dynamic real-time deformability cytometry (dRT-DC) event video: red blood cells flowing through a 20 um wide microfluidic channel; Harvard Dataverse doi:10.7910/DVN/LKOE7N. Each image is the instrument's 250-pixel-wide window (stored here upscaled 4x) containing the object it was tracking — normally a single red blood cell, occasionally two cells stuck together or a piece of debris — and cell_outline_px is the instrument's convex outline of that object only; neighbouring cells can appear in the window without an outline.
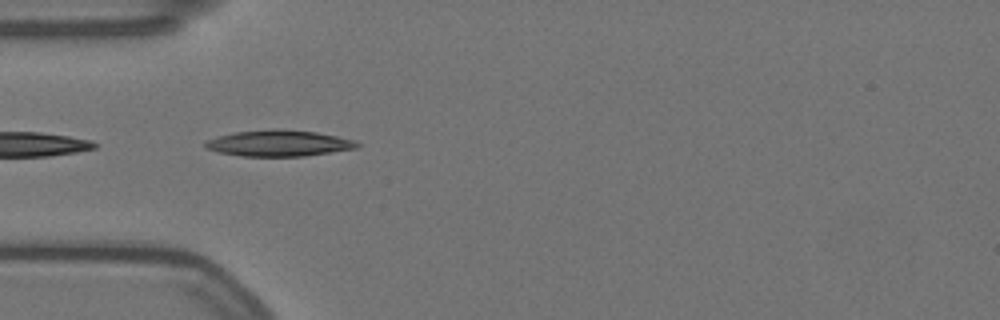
{"species": "Egyptian fruit bat (a non-hibernating species)", "species_latin": "Rousettus aegyptiacus", "temperature_condition": "warm", "stored_images_in_passage": 25, "camera_frame_rate_fps": 3000, "um_per_image_px": 0.085, "animal": {"sex": "female"}, "frame": {"image": 1, "passage_image": 1, "time_ms": 0.0, "image_size_px": [1000, 320], "cell_outline_px": [[360, 144], [356, 148], [304, 156], [240, 156], [220, 152], [204, 148], [204, 140], [236, 132], [272, 128], [280, 128], [316, 132], [356, 140]], "centroid_in_image_um": [23.68, 12.16], "position_along_channel_um": 61.3, "area_um2": 23.18}}
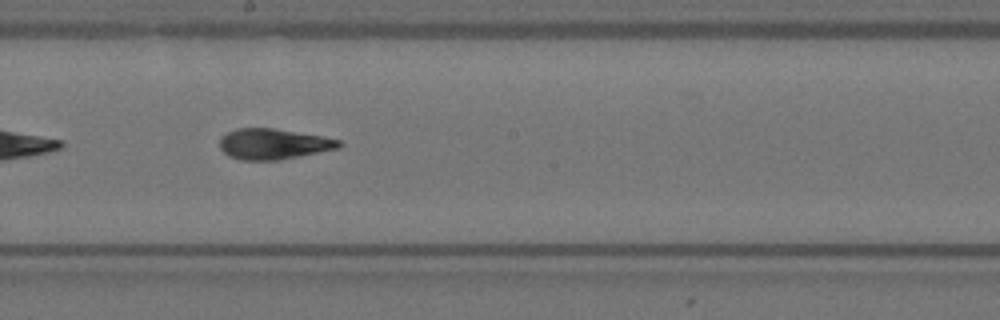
{"frame": {"image": 2, "passage_image": 15, "time_ms": 4.667, "image_size_px": [1000, 320], "cell_outline_px": [[344, 144], [340, 148], [280, 160], [240, 160], [228, 156], [220, 148], [220, 136], [236, 128], [272, 128], [320, 136], [340, 140]], "centroid_in_image_um": [23.23, 12.25], "position_along_channel_um": 225.0, "area_um2": 21.33}}
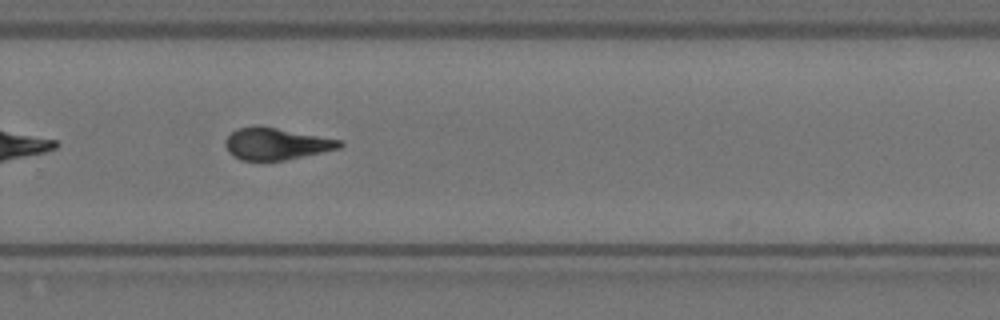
{"frame": {"image": 3, "passage_image": 22, "time_ms": 7.0, "image_size_px": [1000, 320], "cell_outline_px": [[344, 144], [340, 148], [304, 156], [284, 160], [240, 160], [232, 156], [228, 152], [224, 144], [224, 140], [236, 128], [276, 128], [340, 140]], "centroid_in_image_um": [23.45, 12.26], "position_along_channel_um": 306.4, "area_um2": 20.63}}